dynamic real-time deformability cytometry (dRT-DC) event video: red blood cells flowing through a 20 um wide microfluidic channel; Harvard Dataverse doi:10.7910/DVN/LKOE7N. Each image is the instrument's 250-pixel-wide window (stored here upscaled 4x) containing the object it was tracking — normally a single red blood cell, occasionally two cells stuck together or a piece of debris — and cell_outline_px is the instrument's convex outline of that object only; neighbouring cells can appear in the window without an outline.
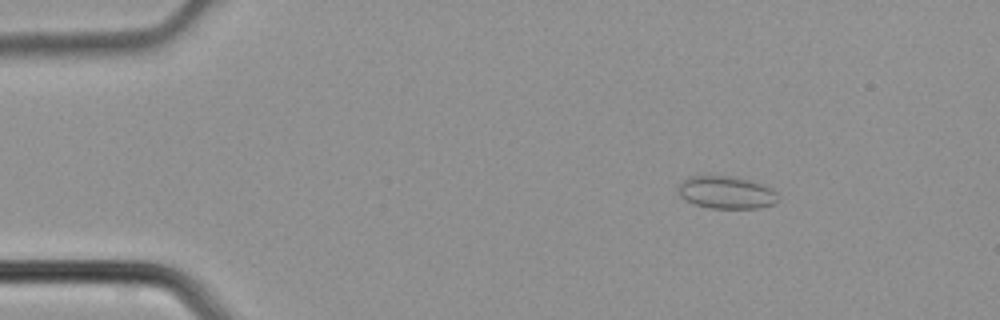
{"species": "common noctule bat (a hibernating species)", "species_latin": "Nyctalus noctula", "temperature_condition": "cold", "stored_images_in_passage": 4, "camera_frame_rate_fps": 3000, "um_per_image_px": 0.085, "animal": {"sex": "male", "body_mass_g": 21.5, "forearm_length_mm": 52.0}, "frame": {"image": 1, "passage_image": 1, "time_ms": 0.0, "image_size_px": [1000, 320], "cell_outline_px": [[780, 200], [776, 204], [756, 208], [712, 208], [696, 204], [680, 196], [676, 192], [676, 188], [688, 176], [736, 176], [752, 180], [772, 188], [780, 196]], "centroid_in_image_um": [61.79, 16.35], "position_along_channel_um": 23.2, "area_um2": 19.19}}
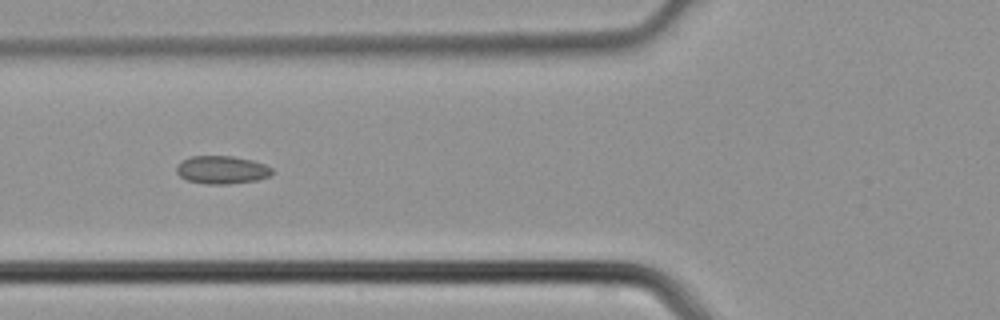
{"frame": {"image": 2, "passage_image": 4, "time_ms": 1.0, "image_size_px": [1000, 320], "cell_outline_px": [[272, 176], [256, 180], [228, 184], [208, 184], [188, 180], [180, 176], [176, 172], [176, 168], [184, 160], [192, 156], [232, 156], [252, 160], [264, 164], [272, 168]], "centroid_in_image_um": [18.89, 14.44], "position_along_channel_um": 106.9, "area_um2": 15.43}}